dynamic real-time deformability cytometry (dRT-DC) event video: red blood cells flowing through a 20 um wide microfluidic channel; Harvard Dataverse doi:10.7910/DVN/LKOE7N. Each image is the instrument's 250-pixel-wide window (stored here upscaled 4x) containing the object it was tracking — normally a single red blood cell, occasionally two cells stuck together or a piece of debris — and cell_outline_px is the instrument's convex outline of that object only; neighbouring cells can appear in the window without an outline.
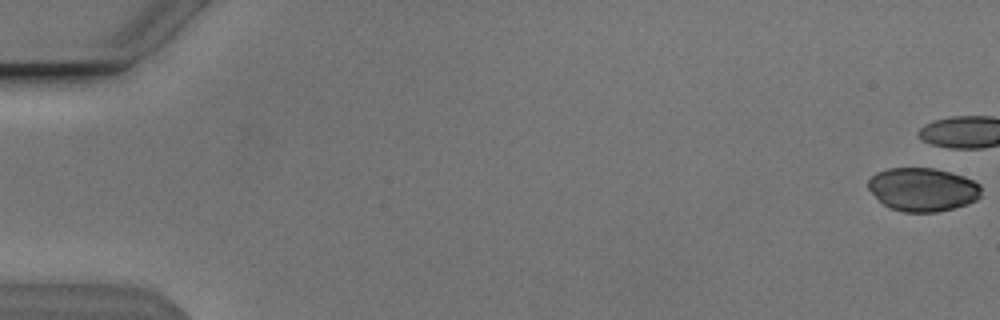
{"species": "Egyptian fruit bat (a non-hibernating species)", "species_latin": "Rousettus aegyptiacus", "temperature_condition": "cold", "stored_images_in_passage": 8, "camera_frame_rate_fps": 3000, "um_per_image_px": 0.085, "animal": {"sex": "male"}, "frame": {"image": 1, "passage_image": 1, "time_ms": 0.0, "image_size_px": [1000, 320], "cell_outline_px": [[980, 196], [976, 200], [968, 204], [936, 212], [904, 212], [888, 208], [868, 188], [868, 180], [876, 172], [888, 168], [932, 168], [964, 176], [980, 184]], "centroid_in_image_um": [78.42, 16.11], "position_along_channel_um": 6.6, "area_um2": 28.5}}